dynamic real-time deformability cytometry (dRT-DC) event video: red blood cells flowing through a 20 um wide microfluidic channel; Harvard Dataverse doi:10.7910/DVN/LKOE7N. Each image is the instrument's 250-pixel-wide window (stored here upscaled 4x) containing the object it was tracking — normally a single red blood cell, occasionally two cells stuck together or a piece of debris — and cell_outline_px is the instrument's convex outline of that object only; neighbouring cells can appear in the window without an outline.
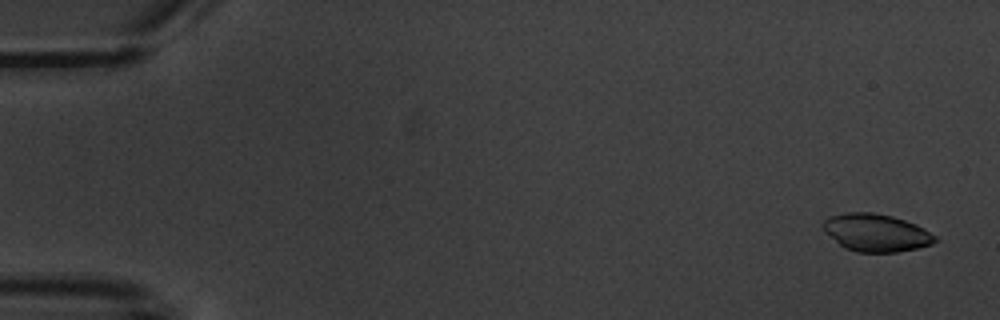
{"species": "common noctule bat (a hibernating species)", "species_latin": "Nyctalus noctula", "temperature_condition": "warm", "stored_images_in_passage": 6, "camera_frame_rate_fps": 3000, "um_per_image_px": 0.085, "animal": {"sex": "male", "body_mass_g": 20.1, "forearm_length_mm": 53.5}, "frame": {"image": 1, "passage_image": 1, "time_ms": 0.0, "image_size_px": [1000, 320], "cell_outline_px": [[940, 240], [932, 244], [916, 248], [896, 252], [856, 252], [844, 248], [824, 232], [820, 224], [828, 216], [848, 212], [872, 212], [892, 216], [916, 224], [924, 228], [936, 236]], "centroid_in_image_um": [74.44, 19.77], "position_along_channel_um": 10.6, "area_um2": 24.8}}
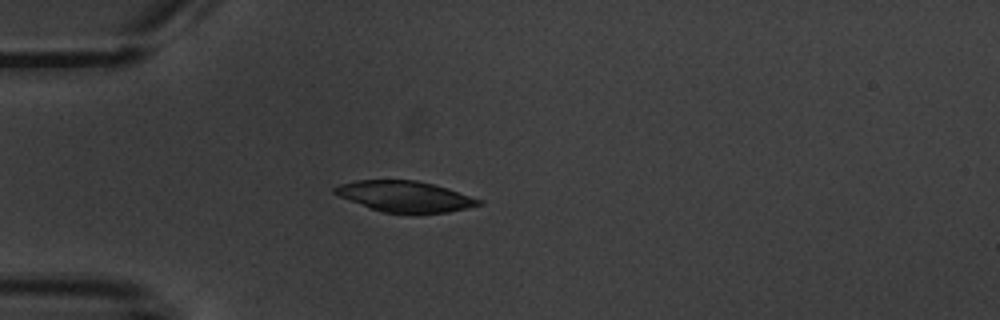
{"frame": {"image": 2, "passage_image": 5, "time_ms": 4.667, "image_size_px": [1000, 320], "cell_outline_px": [[484, 204], [468, 208], [448, 212], [416, 216], [412, 216], [384, 212], [368, 208], [340, 196], [332, 192], [332, 188], [340, 184], [356, 180], [416, 180], [432, 184], [484, 200]], "centroid_in_image_um": [34.44, 16.74], "position_along_channel_um": 50.6, "area_um2": 26.53}}